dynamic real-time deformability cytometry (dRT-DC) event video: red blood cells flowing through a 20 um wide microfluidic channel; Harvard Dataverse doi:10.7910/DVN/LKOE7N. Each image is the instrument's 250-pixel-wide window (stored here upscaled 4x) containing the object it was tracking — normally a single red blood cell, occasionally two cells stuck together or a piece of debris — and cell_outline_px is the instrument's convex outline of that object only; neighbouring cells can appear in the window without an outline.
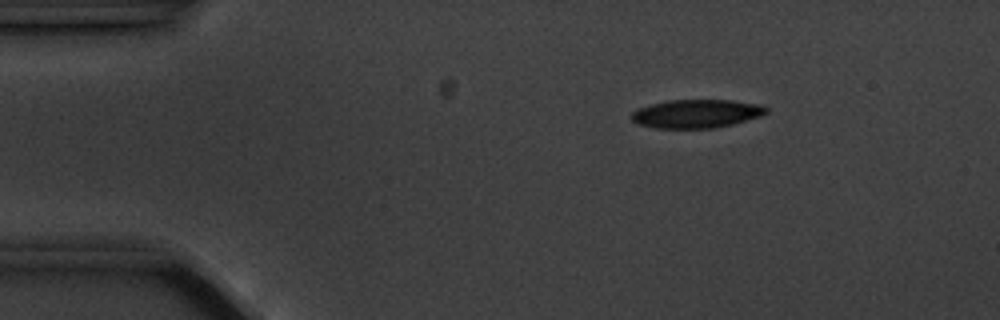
{"species": "common noctule bat (a hibernating species)", "species_latin": "Nyctalus noctula", "temperature_condition": "cold", "stored_images_in_passage": 3, "camera_frame_rate_fps": 3000, "um_per_image_px": 0.085, "animal": {"sex": "male", "body_mass_g": 20.1, "forearm_length_mm": 53.5}, "frame": {"image": 1, "passage_image": 1, "time_ms": 0.0, "image_size_px": [1000, 320], "cell_outline_px": [[768, 112], [760, 116], [732, 124], [716, 128], [656, 128], [640, 124], [632, 120], [632, 112], [640, 108], [652, 104], [668, 100], [732, 100], [764, 104], [768, 108]], "centroid_in_image_um": [59.26, 9.65], "position_along_channel_um": 25.7, "area_um2": 22.31}}